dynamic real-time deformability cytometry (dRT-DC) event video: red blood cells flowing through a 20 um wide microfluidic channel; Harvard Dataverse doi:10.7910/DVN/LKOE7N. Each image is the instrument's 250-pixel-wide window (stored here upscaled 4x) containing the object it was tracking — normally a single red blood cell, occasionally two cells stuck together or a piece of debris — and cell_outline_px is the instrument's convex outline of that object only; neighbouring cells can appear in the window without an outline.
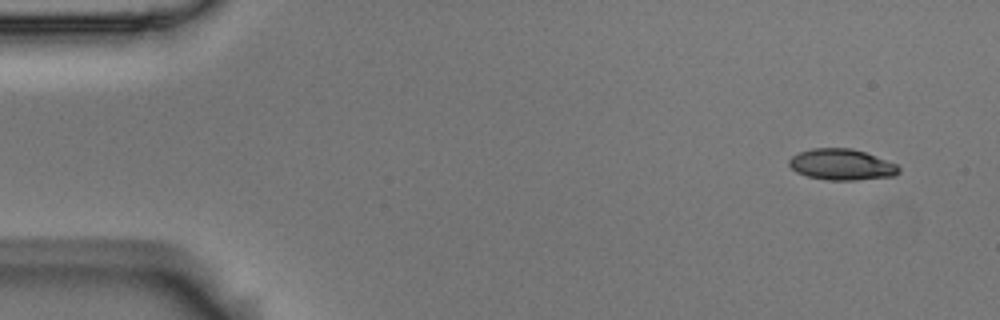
{"species": "Egyptian fruit bat (a non-hibernating species)", "species_latin": "Rousettus aegyptiacus", "temperature_condition": "room temperature", "stored_images_in_passage": 3, "camera_frame_rate_fps": 3000, "um_per_image_px": 0.085, "animal": {"sex": "male"}, "frame": {"image": 1, "passage_image": 1, "time_ms": 0.0, "image_size_px": [1000, 320], "cell_outline_px": [[900, 172], [892, 176], [856, 180], [828, 180], [808, 176], [796, 172], [788, 164], [788, 160], [792, 156], [800, 152], [812, 148], [852, 148], [864, 152], [896, 164], [900, 168]], "centroid_in_image_um": [71.52, 13.99], "position_along_channel_um": 13.5, "area_um2": 19.71}}